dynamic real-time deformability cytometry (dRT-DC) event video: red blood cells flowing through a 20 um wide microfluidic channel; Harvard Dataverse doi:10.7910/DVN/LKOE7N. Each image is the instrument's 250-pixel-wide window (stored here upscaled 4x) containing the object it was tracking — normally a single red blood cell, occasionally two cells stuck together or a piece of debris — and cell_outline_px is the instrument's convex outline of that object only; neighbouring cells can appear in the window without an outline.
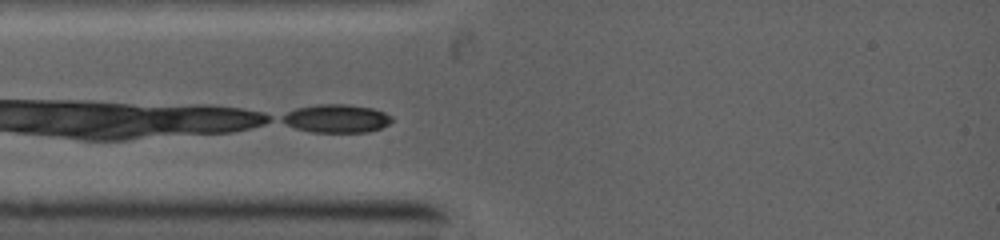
{"species": "common noctule bat (a hibernating species)", "species_latin": "Nyctalus noctula", "temperature_condition": "warm", "stored_images_in_passage": 3, "camera_frame_rate_fps": 5000, "um_per_image_px": 0.085, "animal": {"sex": "female", "body_mass_g": 19.0, "forearm_length_mm": 53.3}, "frame": {"image": 1, "passage_image": 1, "time_ms": 0.0, "image_size_px": [1000, 240], "cell_outline_px": [[392, 120], [388, 124], [380, 128], [368, 132], [312, 132], [296, 128], [280, 120], [280, 116], [296, 108], [316, 104], [348, 104], [372, 108], [384, 112], [392, 116]], "centroid_in_image_um": [28.59, 10.06], "position_along_channel_um": 56.4, "area_um2": 18.03}}